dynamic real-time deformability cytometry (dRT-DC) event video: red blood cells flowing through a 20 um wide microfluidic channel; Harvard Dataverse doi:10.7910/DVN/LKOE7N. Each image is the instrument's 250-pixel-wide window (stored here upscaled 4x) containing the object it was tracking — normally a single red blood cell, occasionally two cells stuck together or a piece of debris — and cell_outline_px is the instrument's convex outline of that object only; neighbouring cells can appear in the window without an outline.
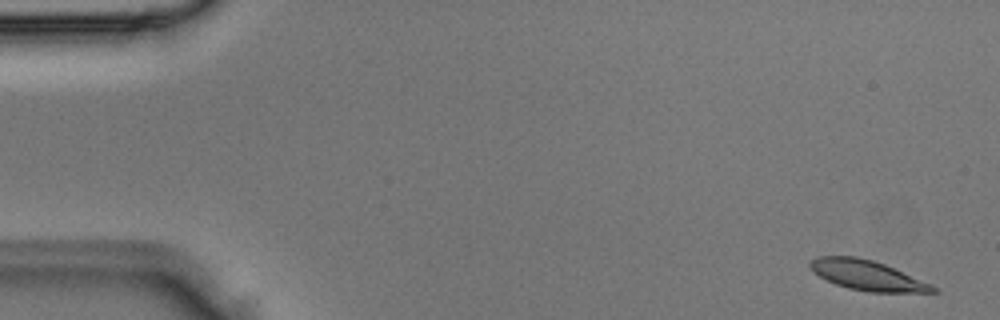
{"species": "Egyptian fruit bat (a non-hibernating species)", "species_latin": "Rousettus aegyptiacus", "temperature_condition": "room temperature", "stored_images_in_passage": 4, "camera_frame_rate_fps": 3000, "um_per_image_px": 0.085, "animal": {"sex": "male"}, "frame": {"image": 1, "passage_image": 1, "time_ms": 0.0, "image_size_px": [1000, 320], "cell_outline_px": [[940, 292], [872, 292], [848, 288], [836, 284], [820, 276], [808, 264], [816, 256], [856, 256], [872, 260], [884, 264], [932, 284]], "centroid_in_image_um": [73.74, 23.4], "position_along_channel_um": 11.3, "area_um2": 21.1}}